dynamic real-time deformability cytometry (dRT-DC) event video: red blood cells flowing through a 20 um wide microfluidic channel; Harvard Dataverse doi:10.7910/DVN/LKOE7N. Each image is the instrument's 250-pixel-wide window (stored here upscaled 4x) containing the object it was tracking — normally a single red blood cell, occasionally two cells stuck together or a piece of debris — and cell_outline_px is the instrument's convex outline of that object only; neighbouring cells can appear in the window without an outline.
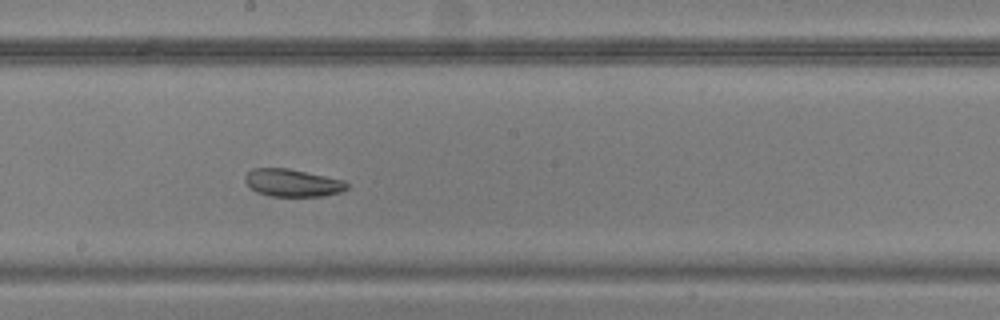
{"species": "common noctule bat (a hibernating species)", "species_latin": "Nyctalus noctula", "temperature_condition": "warm", "stored_images_in_passage": 33, "camera_frame_rate_fps": 3000, "um_per_image_px": 0.085, "animal": {"sex": "male", "body_mass_g": 20.5, "forearm_length_mm": 52.5}, "frame": {"image": 1, "passage_image": 15, "time_ms": 4.667, "image_size_px": [1000, 320], "cell_outline_px": [[348, 188], [340, 192], [324, 196], [272, 196], [256, 192], [244, 180], [244, 176], [252, 168], [288, 168], [344, 180], [348, 184]], "centroid_in_image_um": [24.86, 15.54], "position_along_channel_um": 223.3, "area_um2": 16.3}}